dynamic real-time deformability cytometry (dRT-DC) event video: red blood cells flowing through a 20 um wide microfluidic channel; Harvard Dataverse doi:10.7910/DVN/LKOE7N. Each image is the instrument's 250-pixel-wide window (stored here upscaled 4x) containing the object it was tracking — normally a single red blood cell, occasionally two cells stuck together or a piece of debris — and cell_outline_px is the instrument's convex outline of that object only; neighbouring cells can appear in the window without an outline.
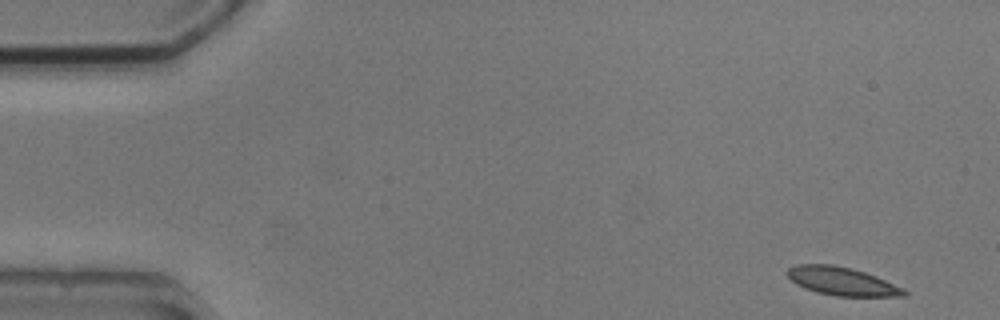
{"species": "common noctule bat (a hibernating species)", "species_latin": "Nyctalus noctula", "temperature_condition": "cold", "stored_images_in_passage": 8, "camera_frame_rate_fps": 3000, "um_per_image_px": 0.085, "animal": {"sex": "male", "body_mass_g": 20.5, "forearm_length_mm": 52.5}, "frame": {"image": 1, "passage_image": 1, "time_ms": 0.0, "image_size_px": [1000, 320], "cell_outline_px": [[908, 296], [836, 296], [816, 292], [804, 288], [796, 284], [784, 272], [788, 268], [796, 264], [832, 264], [852, 268], [876, 276], [904, 288], [908, 292]], "centroid_in_image_um": [71.56, 23.9], "position_along_channel_um": 13.4, "area_um2": 19.36}}
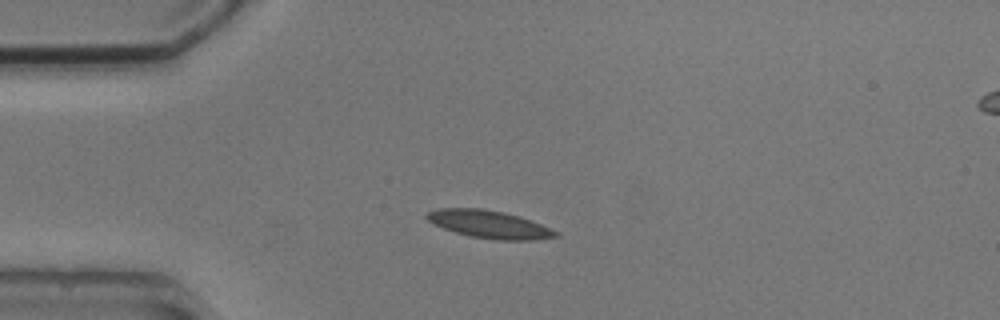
{"frame": {"image": 2, "passage_image": 3, "time_ms": 3.333, "image_size_px": [1000, 320], "cell_outline_px": [[560, 236], [532, 240], [500, 240], [472, 236], [456, 232], [432, 224], [424, 216], [428, 212], [440, 208], [480, 208], [504, 212], [520, 216], [560, 232]], "centroid_in_image_um": [41.6, 19.06], "position_along_channel_um": 43.4, "area_um2": 20.69}}